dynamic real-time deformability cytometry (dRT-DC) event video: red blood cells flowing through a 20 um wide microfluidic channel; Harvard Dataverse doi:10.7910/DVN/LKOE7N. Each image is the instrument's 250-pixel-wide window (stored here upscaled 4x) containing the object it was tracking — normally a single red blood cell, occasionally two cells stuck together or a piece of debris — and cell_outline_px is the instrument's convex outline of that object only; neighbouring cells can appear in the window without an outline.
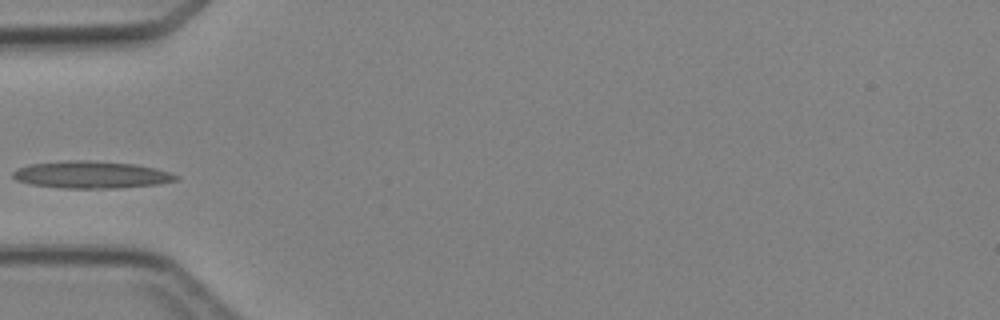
{"species": "Egyptian fruit bat (a non-hibernating species)", "species_latin": "Rousettus aegyptiacus", "temperature_condition": "cold", "stored_images_in_passage": 2, "camera_frame_rate_fps": 3000, "um_per_image_px": 0.085, "animal": {"sex": "female"}, "frame": {"image": 1, "passage_image": 2, "time_ms": 2.0, "image_size_px": [1000, 320], "cell_outline_px": [[180, 180], [156, 184], [116, 188], [64, 188], [32, 184], [16, 180], [12, 176], [12, 172], [16, 168], [28, 164], [68, 160], [88, 160], [132, 164], [156, 168], [180, 176]], "centroid_in_image_um": [7.74, 14.84], "position_along_channel_um": 77.3, "area_um2": 25.78}}